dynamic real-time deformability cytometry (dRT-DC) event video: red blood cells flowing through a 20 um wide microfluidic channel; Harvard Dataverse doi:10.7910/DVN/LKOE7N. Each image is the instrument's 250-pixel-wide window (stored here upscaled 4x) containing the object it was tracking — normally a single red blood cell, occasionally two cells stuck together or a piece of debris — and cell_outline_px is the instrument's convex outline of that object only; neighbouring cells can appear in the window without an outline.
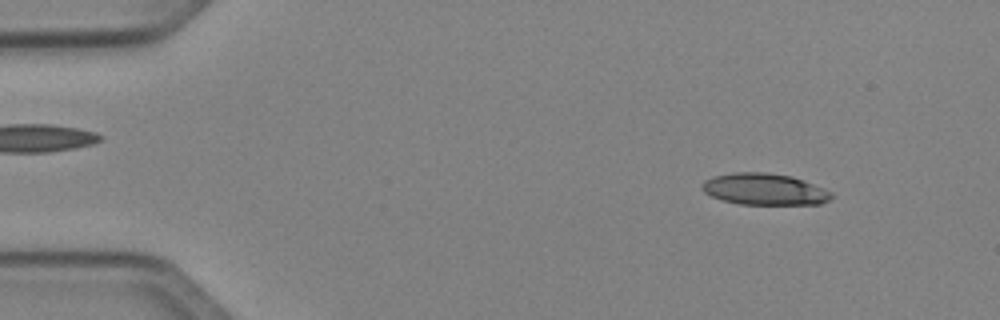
{"species": "Egyptian fruit bat (a non-hibernating species)", "species_latin": "Rousettus aegyptiacus", "temperature_condition": "cold", "stored_images_in_passage": 49, "camera_frame_rate_fps": 3000, "um_per_image_px": 0.085, "animal": {"sex": "female"}, "frame": {"image": 1, "passage_image": 5, "time_ms": 1.333, "image_size_px": [1000, 320], "cell_outline_px": [[836, 196], [820, 204], [740, 204], [724, 200], [712, 196], [704, 192], [700, 188], [704, 180], [712, 176], [732, 172], [768, 172], [792, 176], [804, 180], [824, 188], [832, 192]], "centroid_in_image_um": [64.99, 16.07], "position_along_channel_um": 20.0, "area_um2": 23.99}}
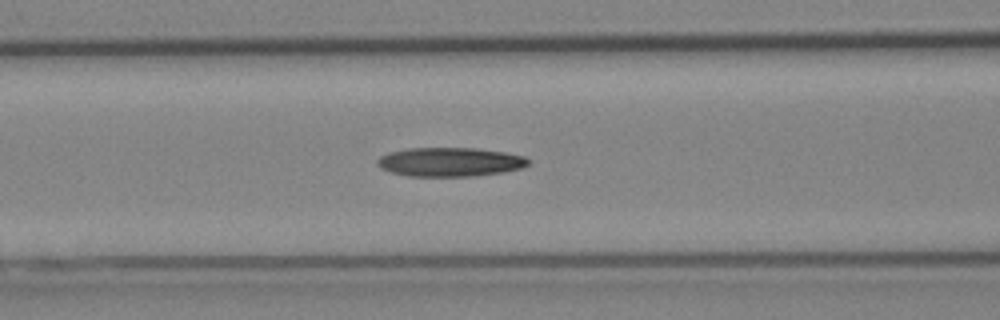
{"frame": {"image": 2, "passage_image": 20, "time_ms": 6.333, "image_size_px": [1000, 320], "cell_outline_px": [[532, 160], [528, 164], [520, 168], [504, 172], [472, 176], [408, 176], [388, 172], [380, 168], [376, 164], [376, 160], [380, 156], [388, 152], [408, 148], [476, 148], [504, 152], [524, 156]], "centroid_in_image_um": [38.21, 13.76], "position_along_channel_um": 128.4, "area_um2": 25.72}}
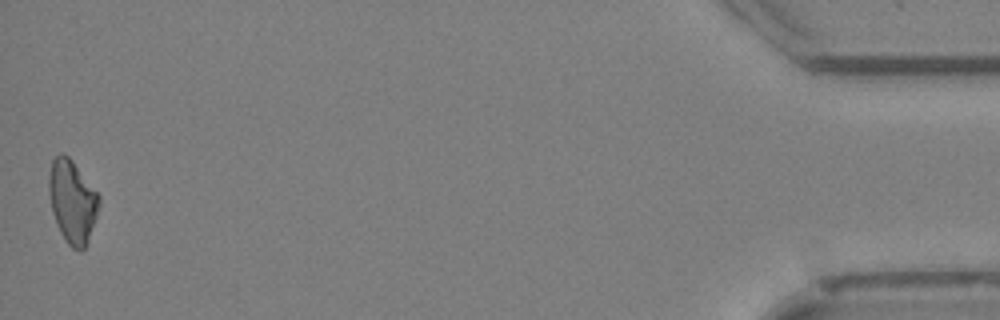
{"frame": {"image": 3, "passage_image": 49, "time_ms": 16.0, "image_size_px": [1000, 320], "cell_outline_px": [[100, 204], [88, 240], [84, 248], [80, 252], [72, 248], [64, 240], [56, 224], [52, 212], [48, 192], [48, 180], [52, 160], [60, 152], [64, 152], [72, 160], [100, 196]], "centroid_in_image_um": [6.13, 17.12], "position_along_channel_um": 429.1, "area_um2": 24.28}}